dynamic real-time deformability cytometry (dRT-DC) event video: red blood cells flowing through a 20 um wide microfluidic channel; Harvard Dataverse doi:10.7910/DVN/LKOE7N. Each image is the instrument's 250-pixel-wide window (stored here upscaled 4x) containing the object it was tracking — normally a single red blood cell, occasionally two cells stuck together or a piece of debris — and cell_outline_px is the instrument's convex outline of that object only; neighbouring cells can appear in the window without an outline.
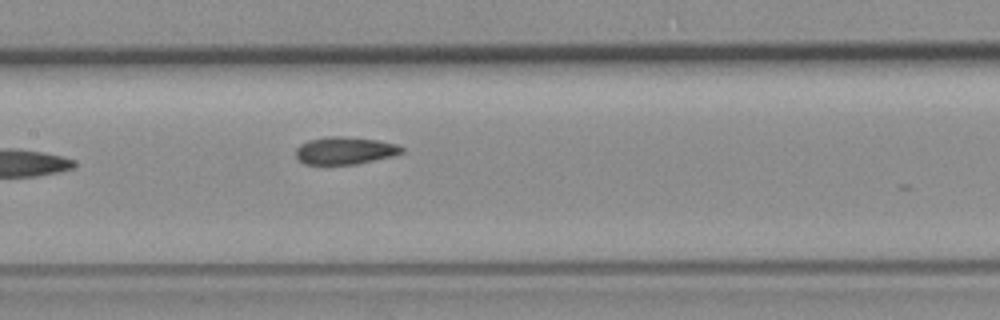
{"species": "common noctule bat (a hibernating species)", "species_latin": "Nyctalus noctula", "temperature_condition": "room temperature", "stored_images_in_passage": 4, "camera_frame_rate_fps": 3000, "um_per_image_px": 0.085, "animal": {"sex": "female", "body_mass_g": 19.3, "forearm_length_mm": 54.1}, "frame": {"image": 1, "passage_image": 4, "time_ms": 3.667, "image_size_px": [1000, 320], "cell_outline_px": [[404, 152], [356, 164], [304, 164], [296, 156], [296, 148], [300, 144], [308, 140], [328, 136], [340, 136], [376, 140], [396, 144], [404, 148]], "centroid_in_image_um": [29.27, 12.79], "position_along_channel_um": 178.1, "area_um2": 16.65}}